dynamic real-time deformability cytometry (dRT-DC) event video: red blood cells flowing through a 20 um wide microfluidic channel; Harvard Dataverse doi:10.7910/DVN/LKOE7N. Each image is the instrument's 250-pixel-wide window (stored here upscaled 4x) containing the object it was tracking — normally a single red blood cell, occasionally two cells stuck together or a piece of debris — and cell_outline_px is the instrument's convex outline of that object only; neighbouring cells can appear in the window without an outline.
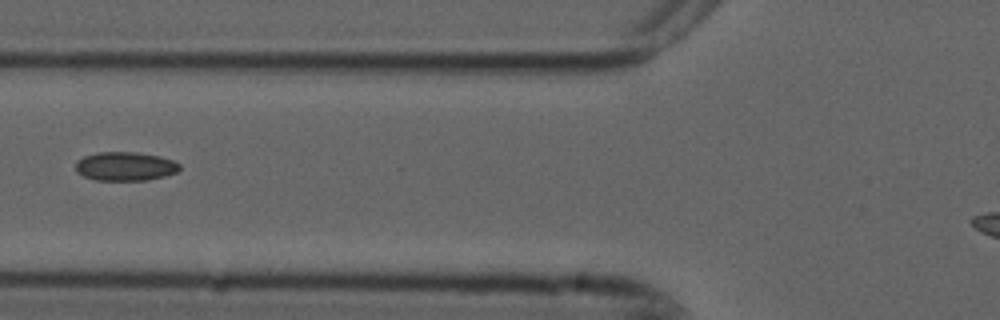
{"species": "common noctule bat (a hibernating species)", "species_latin": "Nyctalus noctula", "temperature_condition": "cold", "stored_images_in_passage": 4, "camera_frame_rate_fps": 3000, "um_per_image_px": 0.085, "animal": {"sex": "male", "forearm_length_mm": 52.5}, "frame": {"image": 1, "passage_image": 3, "time_ms": 0.667, "image_size_px": [1000, 320], "cell_outline_px": [[180, 168], [176, 172], [164, 176], [148, 180], [96, 180], [84, 176], [76, 172], [76, 160], [84, 156], [100, 152], [136, 152], [160, 156], [172, 160], [180, 164]], "centroid_in_image_um": [10.63, 14.13], "position_along_channel_um": 115.2, "area_um2": 17.46}}
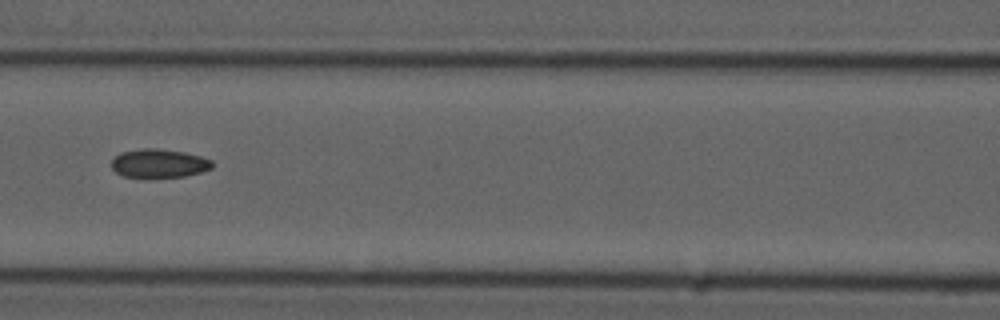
{"frame": {"image": 2, "passage_image": 4, "time_ms": 1.0, "image_size_px": [1000, 320], "cell_outline_px": [[212, 168], [200, 172], [184, 176], [124, 176], [116, 172], [112, 168], [112, 160], [120, 152], [144, 148], [156, 148], [184, 152], [200, 156], [212, 160]], "centroid_in_image_um": [13.52, 13.86], "position_along_channel_um": 153.1, "area_um2": 16.42}}